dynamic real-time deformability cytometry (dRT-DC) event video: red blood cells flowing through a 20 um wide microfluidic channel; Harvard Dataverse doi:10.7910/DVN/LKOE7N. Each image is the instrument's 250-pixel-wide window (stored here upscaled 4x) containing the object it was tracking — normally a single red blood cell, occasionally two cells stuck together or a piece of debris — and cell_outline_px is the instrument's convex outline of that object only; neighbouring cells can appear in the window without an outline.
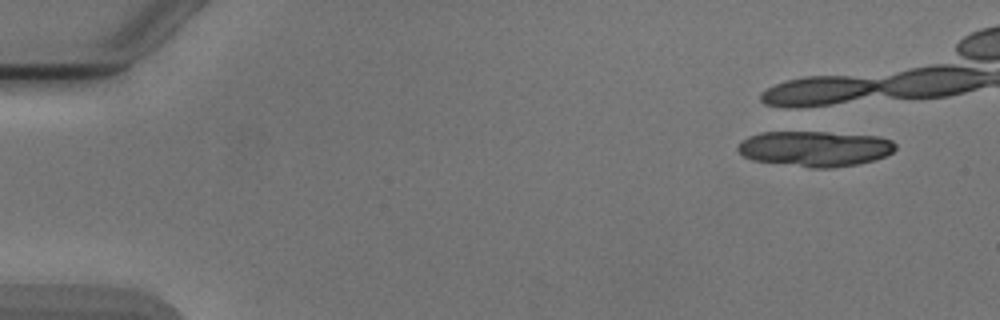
{"species": "Egyptian fruit bat (a non-hibernating species)", "species_latin": "Rousettus aegyptiacus", "temperature_condition": "cold", "stored_images_in_passage": 1, "camera_frame_rate_fps": 3000, "um_per_image_px": 0.085, "animal": {"sex": "male"}, "frame": {"image": 1, "passage_image": 1, "time_ms": 0.0, "image_size_px": [1000, 320], "cell_outline_px": [[896, 148], [892, 152], [876, 160], [856, 164], [832, 168], [808, 168], [752, 160], [744, 156], [736, 148], [740, 140], [748, 136], [760, 132], [828, 132], [880, 136], [892, 140], [896, 144]], "centroid_in_image_um": [69.26, 12.63], "position_along_channel_um": 15.7, "area_um2": 32.95}}